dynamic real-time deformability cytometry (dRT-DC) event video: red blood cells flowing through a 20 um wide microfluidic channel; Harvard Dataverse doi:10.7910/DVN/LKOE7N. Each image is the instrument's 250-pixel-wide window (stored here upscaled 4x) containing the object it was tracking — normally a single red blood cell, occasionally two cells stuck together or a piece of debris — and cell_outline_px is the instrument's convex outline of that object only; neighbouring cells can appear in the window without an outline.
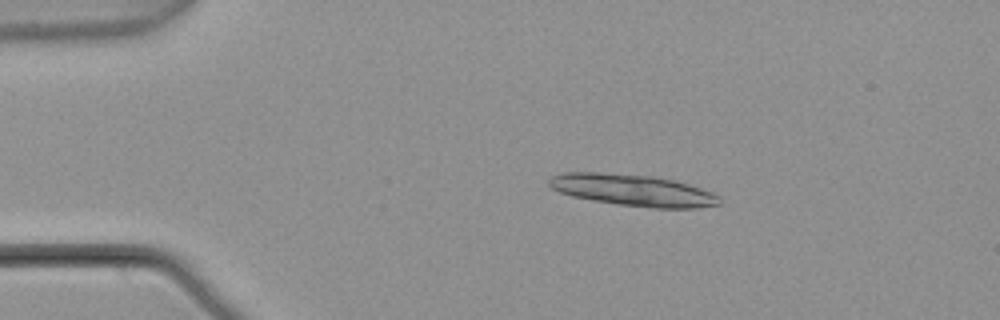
{"species": "common noctule bat (a hibernating species)", "species_latin": "Nyctalus noctula", "temperature_condition": "warm", "stored_images_in_passage": 6, "segment_of_instrument_passage": [1, 2], "camera_frame_rate_fps": 3000, "um_per_image_px": 0.085, "animal": {"sex": "male", "body_mass_g": 21.5, "forearm_length_mm": 52.0}, "frame": {"image": 1, "passage_image": 1, "time_ms": 0.0, "image_size_px": [1000, 320], "cell_outline_px": [[720, 204], [700, 208], [652, 208], [616, 204], [572, 196], [560, 192], [552, 188], [548, 184], [548, 176], [564, 172], [600, 172], [652, 176], [672, 180], [688, 184], [712, 192], [720, 196]], "centroid_in_image_um": [53.78, 16.16], "position_along_channel_um": 31.2, "area_um2": 31.44}}